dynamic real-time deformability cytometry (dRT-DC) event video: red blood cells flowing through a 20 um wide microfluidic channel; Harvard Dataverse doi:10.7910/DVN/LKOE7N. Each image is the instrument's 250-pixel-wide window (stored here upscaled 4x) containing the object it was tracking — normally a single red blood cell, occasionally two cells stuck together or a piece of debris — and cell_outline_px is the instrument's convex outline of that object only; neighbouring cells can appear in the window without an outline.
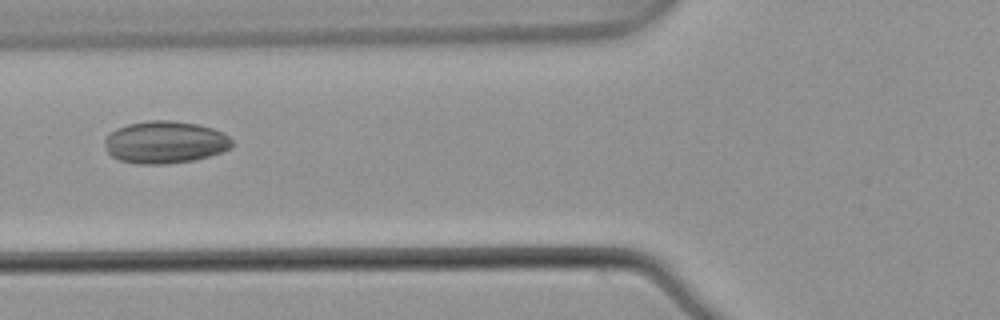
{"species": "common noctule bat (a hibernating species)", "species_latin": "Nyctalus noctula", "temperature_condition": "warm", "stored_images_in_passage": 5, "camera_frame_rate_fps": 3000, "um_per_image_px": 0.085, "animal": {"sex": "male", "body_mass_g": 21.5, "forearm_length_mm": 52.0}, "frame": {"image": 1, "passage_image": 4, "time_ms": 1.0, "image_size_px": [1000, 320], "cell_outline_px": [[236, 144], [232, 148], [196, 160], [164, 164], [136, 164], [120, 160], [112, 156], [108, 152], [104, 144], [104, 140], [116, 128], [128, 124], [148, 120], [172, 120], [196, 124], [212, 128], [224, 132]], "centroid_in_image_um": [14.06, 12.09], "position_along_channel_um": 111.7, "area_um2": 31.56}}
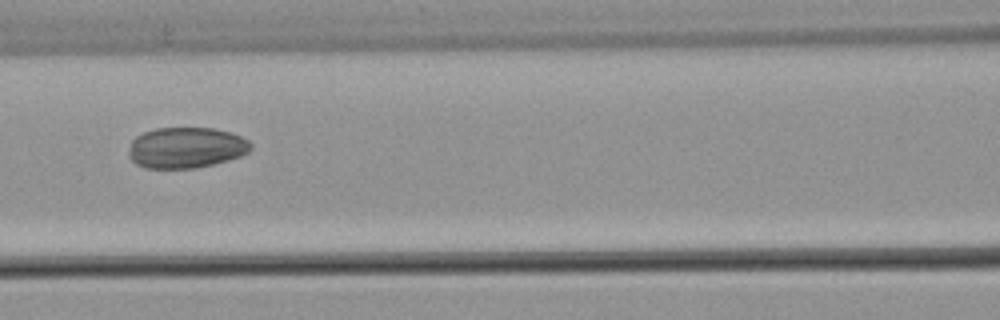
{"frame": {"image": 2, "passage_image": 5, "time_ms": 1.333, "image_size_px": [1000, 320], "cell_outline_px": [[252, 148], [248, 152], [240, 156], [228, 160], [196, 168], [144, 168], [136, 164], [128, 156], [128, 152], [132, 140], [136, 136], [144, 132], [156, 128], [212, 128], [228, 132], [240, 136], [248, 140], [252, 144]], "centroid_in_image_um": [15.8, 12.55], "position_along_channel_um": 150.8, "area_um2": 29.07}}